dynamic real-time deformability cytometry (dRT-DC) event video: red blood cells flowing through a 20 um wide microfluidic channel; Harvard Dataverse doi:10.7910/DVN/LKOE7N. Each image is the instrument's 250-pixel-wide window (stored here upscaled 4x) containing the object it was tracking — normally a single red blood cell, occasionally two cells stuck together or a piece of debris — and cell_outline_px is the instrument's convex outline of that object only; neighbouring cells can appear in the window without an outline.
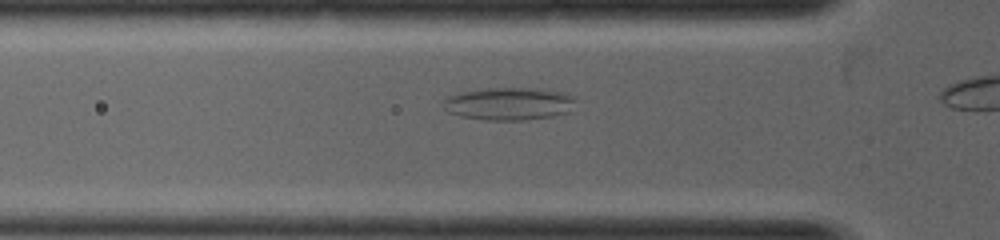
{"species": "common noctule bat (a hibernating species)", "species_latin": "Nyctalus noctula", "temperature_condition": "warm", "stored_images_in_passage": 6, "camera_frame_rate_fps": 5000, "um_per_image_px": 0.085, "animal": {"sex": "female", "body_mass_g": 19.0, "forearm_length_mm": 53.3}, "frame": {"image": 1, "passage_image": 4, "time_ms": 0.6, "image_size_px": [1000, 240], "cell_outline_px": [[576, 100], [572, 112], [552, 116], [524, 120], [484, 120], [460, 116], [448, 112], [444, 108], [444, 100], [448, 96], [464, 92], [488, 88], [536, 88], [564, 92], [576, 96]], "centroid_in_image_um": [43.34, 8.82], "position_along_channel_um": 82.5, "area_um2": 25.43}}